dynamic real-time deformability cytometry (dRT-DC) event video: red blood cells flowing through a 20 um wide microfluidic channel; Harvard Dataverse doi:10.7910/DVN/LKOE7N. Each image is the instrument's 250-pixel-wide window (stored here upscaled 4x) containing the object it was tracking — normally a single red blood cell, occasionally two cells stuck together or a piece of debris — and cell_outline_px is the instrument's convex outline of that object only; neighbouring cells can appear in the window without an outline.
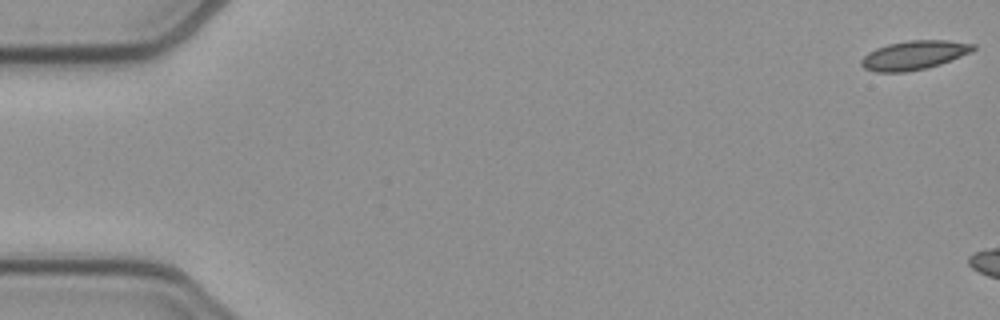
{"species": "common noctule bat (a hibernating species)", "species_latin": "Nyctalus noctula", "temperature_condition": "cold", "stored_images_in_passage": 5, "camera_frame_rate_fps": 3000, "um_per_image_px": 0.085, "animal": {"sex": "female", "body_mass_g": 21.9}, "frame": {"image": 1, "passage_image": 1, "time_ms": 0.0, "image_size_px": [1000, 320], "cell_outline_px": [[976, 48], [960, 56], [940, 64], [928, 68], [908, 72], [876, 72], [864, 68], [860, 64], [860, 60], [868, 52], [876, 48], [888, 44], [908, 40], [948, 40], [976, 44]], "centroid_in_image_um": [77.66, 4.69], "position_along_channel_um": 7.3, "area_um2": 18.9}}